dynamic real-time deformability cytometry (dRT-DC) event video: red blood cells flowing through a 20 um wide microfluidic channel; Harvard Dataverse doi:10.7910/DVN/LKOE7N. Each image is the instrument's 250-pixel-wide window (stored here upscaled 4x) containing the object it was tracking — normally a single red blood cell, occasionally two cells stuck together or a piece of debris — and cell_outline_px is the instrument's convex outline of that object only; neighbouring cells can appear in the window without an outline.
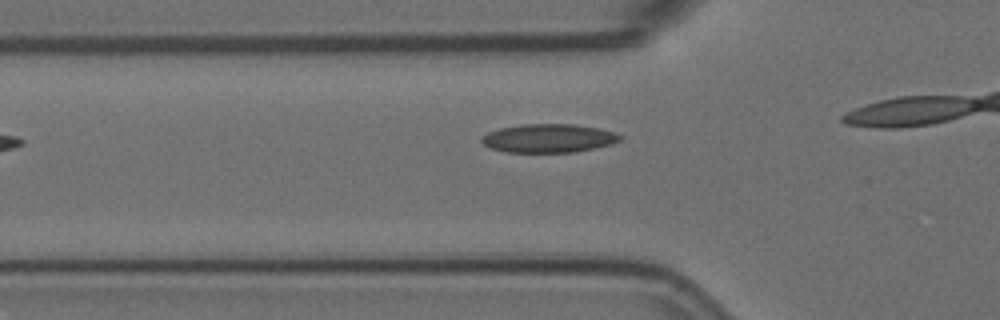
{"species": "Egyptian fruit bat (a non-hibernating species)", "species_latin": "Rousettus aegyptiacus", "temperature_condition": "room temperature", "stored_images_in_passage": 19, "camera_frame_rate_fps": 3000, "um_per_image_px": 0.085, "animal": {"sex": "female"}, "frame": {"image": 1, "passage_image": 4, "time_ms": 1.0, "image_size_px": [1000, 320], "cell_outline_px": [[620, 140], [612, 144], [576, 152], [504, 152], [492, 148], [484, 144], [480, 140], [488, 132], [500, 128], [520, 124], [572, 124], [596, 128], [616, 132], [620, 136]], "centroid_in_image_um": [46.62, 11.75], "position_along_channel_um": 79.2, "area_um2": 22.89}}
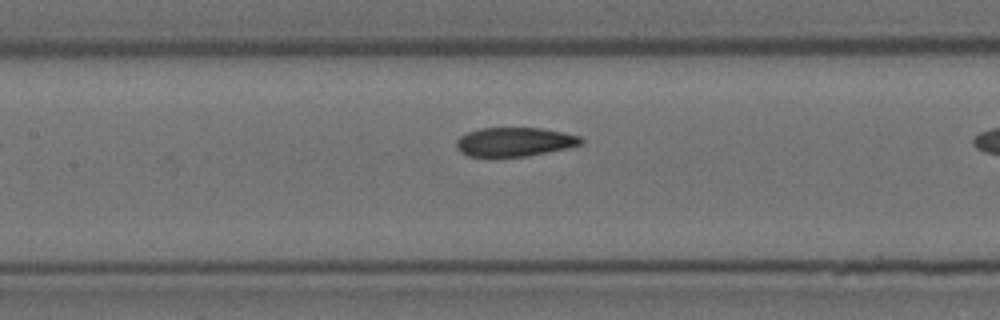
{"frame": {"image": 2, "passage_image": 11, "time_ms": 3.333, "image_size_px": [1000, 320], "cell_outline_px": [[584, 140], [580, 144], [568, 148], [528, 156], [468, 156], [460, 152], [456, 144], [456, 140], [460, 136], [468, 132], [480, 128], [540, 128], [564, 132], [580, 136]], "centroid_in_image_um": [43.74, 12.05], "position_along_channel_um": 163.7, "area_um2": 20.98}}
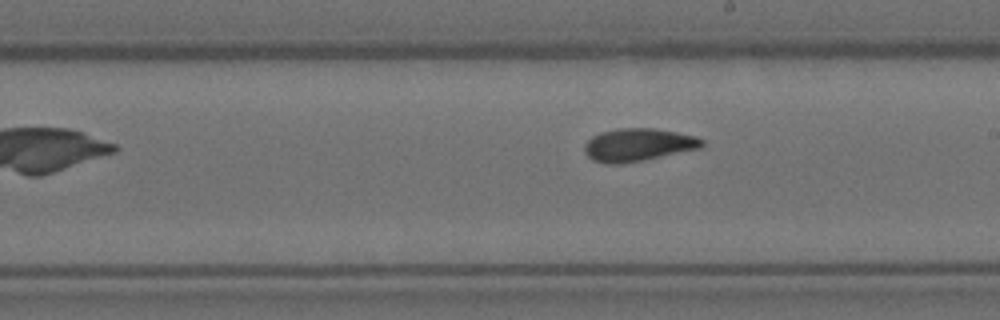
{"frame": {"image": 3, "passage_image": 17, "time_ms": 5.333, "image_size_px": [1000, 320], "cell_outline_px": [[704, 144], [700, 148], [620, 164], [608, 164], [592, 160], [584, 152], [584, 144], [592, 136], [600, 132], [616, 128], [652, 128], [676, 132], [696, 136], [704, 140]], "centroid_in_image_um": [54.2, 12.3], "position_along_channel_um": 234.8, "area_um2": 22.31}}